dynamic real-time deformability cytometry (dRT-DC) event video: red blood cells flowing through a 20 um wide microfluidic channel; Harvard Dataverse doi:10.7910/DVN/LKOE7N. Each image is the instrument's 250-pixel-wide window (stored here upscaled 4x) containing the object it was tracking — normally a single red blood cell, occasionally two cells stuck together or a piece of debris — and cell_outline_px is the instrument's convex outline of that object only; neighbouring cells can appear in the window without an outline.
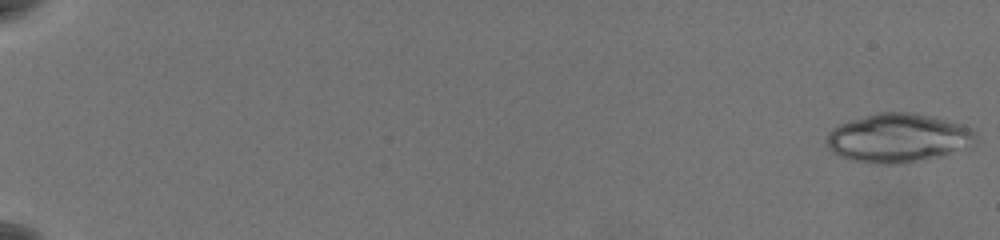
{"species": "common noctule bat (a hibernating species)", "species_latin": "Nyctalus noctula", "temperature_condition": "warm", "stored_images_in_passage": 38, "camera_frame_rate_fps": 3000, "um_per_image_px": 0.085, "animal": {"sex": "female", "body_mass_g": 19.5, "forearm_length_mm": 54.1}, "frame": {"image": 1, "passage_image": 1, "time_ms": 0.0, "image_size_px": [1000, 240], "cell_outline_px": [[976, 144], [968, 152], [896, 164], [880, 164], [852, 160], [840, 156], [832, 152], [828, 148], [828, 132], [832, 128], [840, 124], [876, 112], [912, 112], [964, 124], [972, 128], [976, 136]], "centroid_in_image_um": [76.45, 11.74], "position_along_channel_um": 8.5, "area_um2": 43.12}}